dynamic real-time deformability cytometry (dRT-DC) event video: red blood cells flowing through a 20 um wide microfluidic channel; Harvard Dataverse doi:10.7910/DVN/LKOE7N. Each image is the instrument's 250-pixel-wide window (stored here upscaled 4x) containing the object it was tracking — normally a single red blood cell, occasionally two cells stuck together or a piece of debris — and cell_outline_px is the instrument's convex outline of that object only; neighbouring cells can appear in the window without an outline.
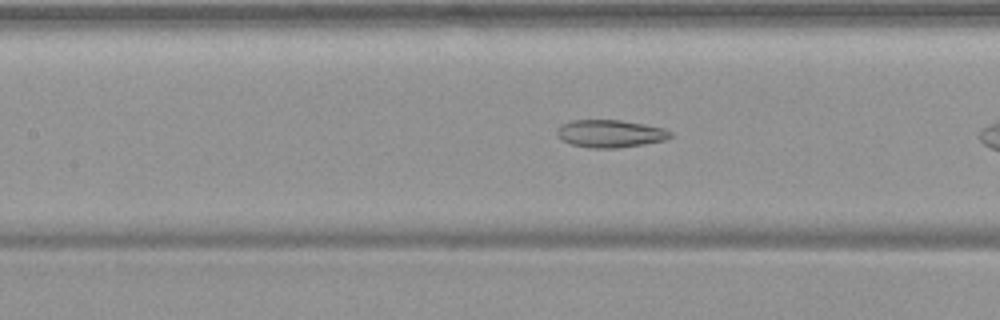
{"species": "common noctule bat (a hibernating species)", "species_latin": "Nyctalus noctula", "temperature_condition": "warm", "stored_images_in_passage": 34, "camera_frame_rate_fps": 3000, "um_per_image_px": 0.085, "animal": {"sex": "female", "body_mass_g": 19.9}, "frame": {"image": 1, "passage_image": 8, "time_ms": 2.333, "image_size_px": [1000, 320], "cell_outline_px": [[672, 136], [664, 140], [644, 144], [616, 148], [592, 148], [572, 144], [560, 140], [556, 132], [556, 128], [560, 124], [572, 120], [620, 120], [644, 124], [664, 128], [672, 132]], "centroid_in_image_um": [51.83, 11.35], "position_along_channel_um": 155.6, "area_um2": 18.32}}
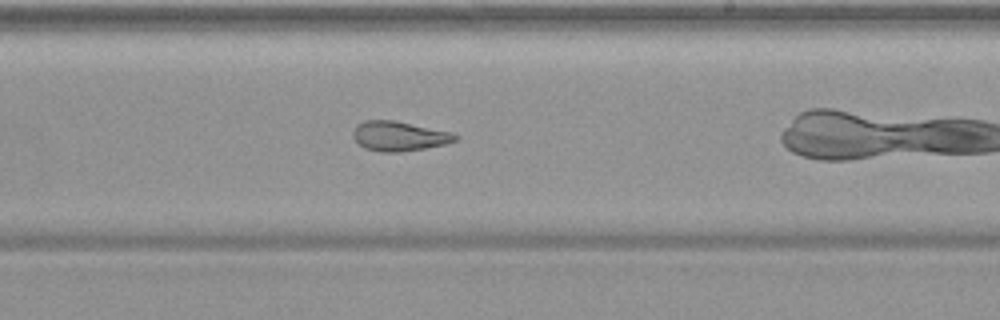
{"frame": {"image": 2, "passage_image": 16, "time_ms": 5.0, "image_size_px": [1000, 320], "cell_outline_px": [[460, 140], [444, 144], [424, 148], [400, 152], [380, 152], [364, 148], [352, 136], [352, 132], [356, 124], [364, 120], [396, 120], [452, 132], [460, 136]], "centroid_in_image_um": [33.94, 11.56], "position_along_channel_um": 255.1, "area_um2": 17.92}}
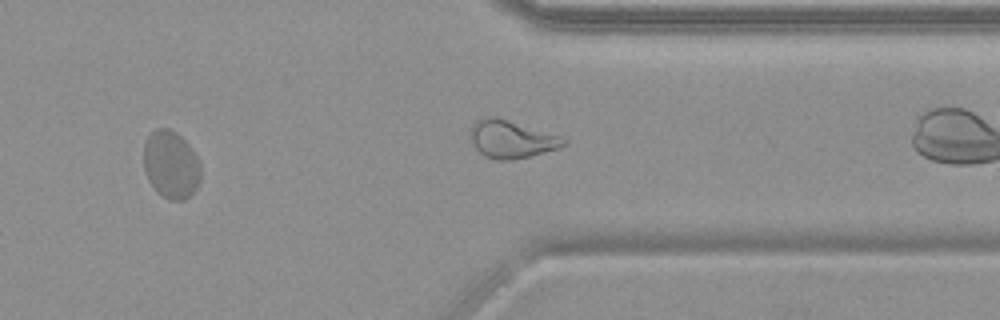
{"frame": {"image": 3, "passage_image": 25, "time_ms": 8.0, "image_size_px": [1000, 320], "cell_outline_px": [[200, 180], [196, 188], [184, 200], [168, 200], [160, 196], [156, 192], [148, 180], [144, 168], [144, 144], [148, 136], [156, 128], [168, 128], [176, 132], [192, 148], [200, 160]], "centroid_in_image_um": [14.53, 14.0], "position_along_channel_um": 396.9, "area_um2": 22.72}, "authors_computed_cell_mechanics": {"area_um2": 18.6694, "velocity_mm_per_s": 3.7471, "shape_relaxation_time_tau1_ms": null, "shape_relaxation_time_tau2_ms": 2.9795, "deformation_change_tau1": null, "deformation_change_tau2": 0.1156}}